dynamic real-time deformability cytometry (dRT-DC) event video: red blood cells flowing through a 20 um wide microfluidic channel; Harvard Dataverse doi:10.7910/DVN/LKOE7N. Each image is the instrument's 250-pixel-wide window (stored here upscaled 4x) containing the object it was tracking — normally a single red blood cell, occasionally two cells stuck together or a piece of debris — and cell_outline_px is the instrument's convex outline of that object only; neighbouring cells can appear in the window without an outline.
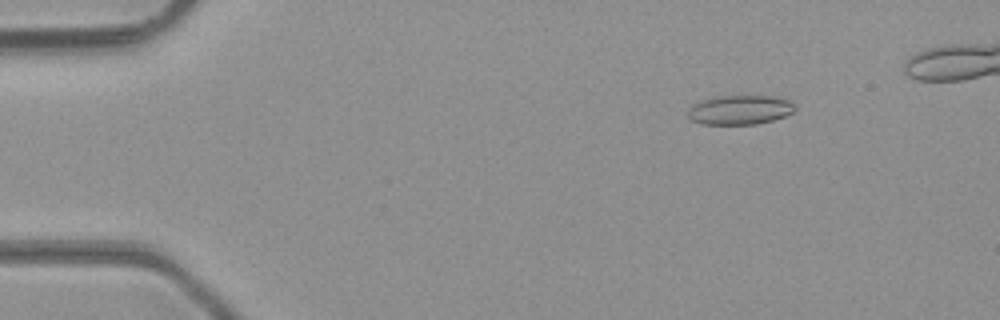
{"species": "common noctule bat (a hibernating species)", "species_latin": "Nyctalus noctula", "temperature_condition": "room temperature", "stored_images_in_passage": 40, "camera_frame_rate_fps": 3000, "um_per_image_px": 0.085, "animal": {"sex": "male", "body_mass_g": 23.1, "forearm_length_mm": 52.7}, "frame": {"image": 1, "passage_image": 3, "time_ms": 0.667, "image_size_px": [1000, 320], "cell_outline_px": [[796, 108], [792, 112], [784, 116], [772, 120], [756, 124], [700, 124], [692, 120], [688, 116], [688, 108], [704, 100], [720, 96], [772, 96], [788, 100], [796, 104]], "centroid_in_image_um": [62.91, 9.34], "position_along_channel_um": 22.1, "area_um2": 18.09}}
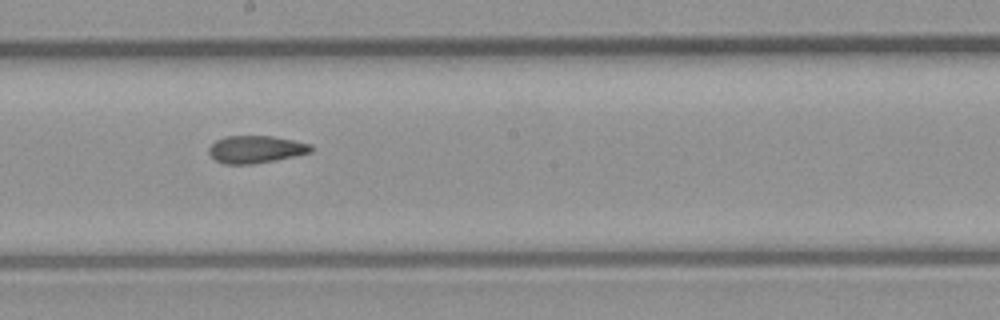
{"frame": {"image": 2, "passage_image": 23, "time_ms": 7.333, "image_size_px": [1000, 320], "cell_outline_px": [[312, 152], [276, 160], [252, 164], [224, 164], [216, 160], [208, 152], [208, 148], [216, 140], [228, 136], [272, 136], [312, 144]], "centroid_in_image_um": [21.75, 12.69], "position_along_channel_um": 226.5, "area_um2": 16.24}}
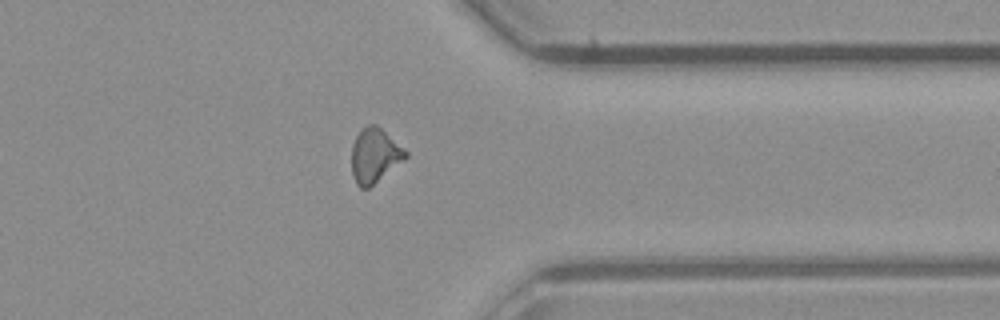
{"frame": {"image": 3, "passage_image": 34, "time_ms": 11.0, "image_size_px": [1000, 320], "cell_outline_px": [[408, 156], [404, 160], [368, 188], [360, 188], [356, 184], [352, 176], [352, 144], [360, 128], [368, 124], [376, 124], [404, 148], [408, 152]], "centroid_in_image_um": [31.83, 13.2], "position_along_channel_um": 379.6, "area_um2": 17.11}}